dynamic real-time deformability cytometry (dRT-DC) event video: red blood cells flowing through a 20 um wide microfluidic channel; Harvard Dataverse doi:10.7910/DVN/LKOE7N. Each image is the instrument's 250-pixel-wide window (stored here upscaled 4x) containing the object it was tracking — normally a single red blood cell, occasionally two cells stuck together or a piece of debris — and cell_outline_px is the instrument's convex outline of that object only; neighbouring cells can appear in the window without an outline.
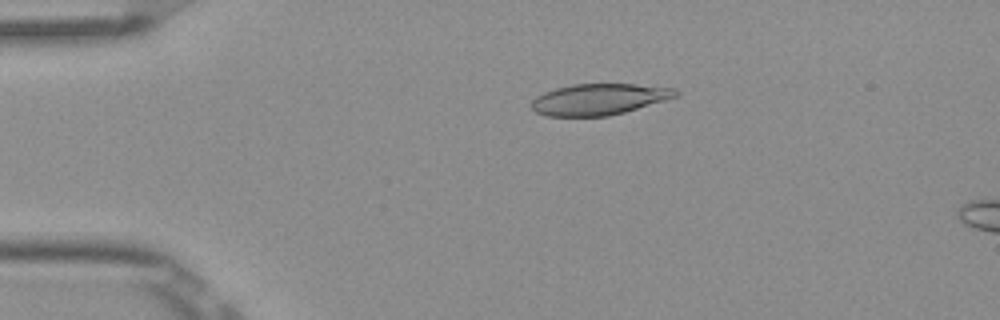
{"species": "Egyptian fruit bat (a non-hibernating species)", "species_latin": "Rousettus aegyptiacus", "temperature_condition": "room temperature", "stored_images_in_passage": 7, "camera_frame_rate_fps": 3000, "um_per_image_px": 0.085, "frame": {"image": 1, "passage_image": 3, "time_ms": 0.667, "image_size_px": [1000, 320], "cell_outline_px": [[680, 96], [624, 112], [608, 116], [544, 116], [536, 112], [532, 108], [532, 100], [536, 96], [544, 92], [556, 88], [572, 84], [636, 84], [676, 88], [680, 92]], "centroid_in_image_um": [50.95, 8.43], "position_along_channel_um": 34.1, "area_um2": 26.36}}
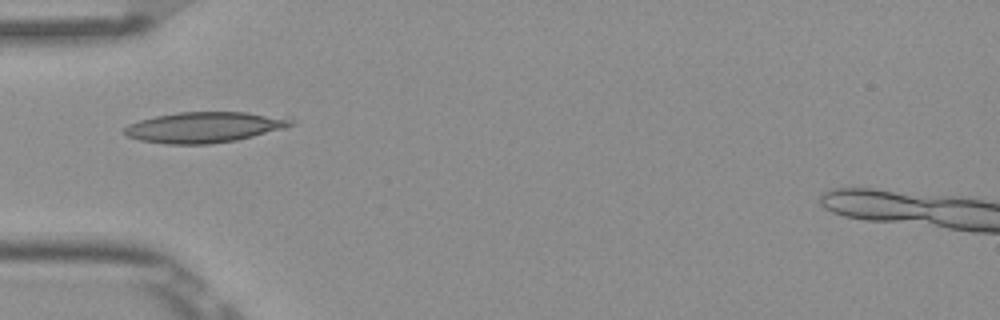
{"frame": {"image": 2, "passage_image": 5, "time_ms": 1.333, "image_size_px": [1000, 320], "cell_outline_px": [[296, 120], [292, 124], [284, 128], [236, 140], [208, 144], [164, 144], [140, 140], [128, 136], [124, 132], [124, 128], [128, 124], [140, 120], [156, 116], [180, 112], [248, 112], [292, 116]], "centroid_in_image_um": [17.44, 10.8], "position_along_channel_um": 67.6, "area_um2": 29.94}}